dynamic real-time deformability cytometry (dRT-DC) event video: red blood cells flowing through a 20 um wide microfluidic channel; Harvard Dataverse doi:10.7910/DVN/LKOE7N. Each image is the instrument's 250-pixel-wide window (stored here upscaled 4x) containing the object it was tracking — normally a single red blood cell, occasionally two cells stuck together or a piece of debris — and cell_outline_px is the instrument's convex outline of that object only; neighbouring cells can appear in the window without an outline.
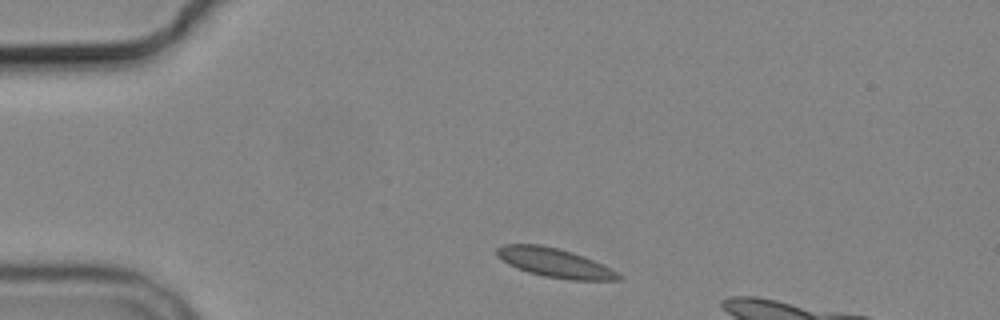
{"species": "common noctule bat (a hibernating species)", "species_latin": "Nyctalus noctula", "temperature_condition": "cold", "stored_images_in_passage": 3, "camera_frame_rate_fps": 3000, "um_per_image_px": 0.085, "animal": {"sex": "male", "body_mass_g": 19.2, "forearm_length_mm": 51.8}, "frame": {"image": 1, "passage_image": 1, "time_ms": 0.0, "image_size_px": [1000, 320], "cell_outline_px": [[624, 276], [620, 280], [568, 280], [544, 276], [528, 272], [516, 268], [508, 264], [496, 252], [496, 248], [504, 244], [540, 244], [572, 252], [584, 256]], "centroid_in_image_um": [47.15, 22.34], "position_along_channel_um": 37.9, "area_um2": 20.35}}